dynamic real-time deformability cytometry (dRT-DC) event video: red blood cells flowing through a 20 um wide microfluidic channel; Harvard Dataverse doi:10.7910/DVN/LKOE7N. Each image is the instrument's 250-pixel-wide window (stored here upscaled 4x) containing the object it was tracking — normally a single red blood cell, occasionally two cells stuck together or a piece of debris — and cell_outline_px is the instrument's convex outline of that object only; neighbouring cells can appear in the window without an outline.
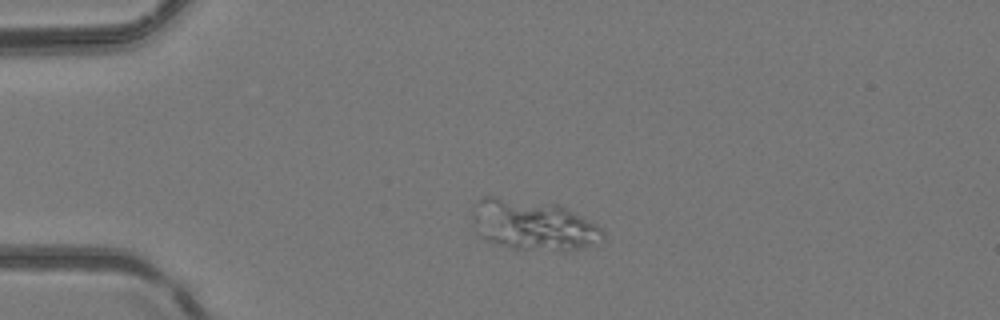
{"species": "common noctule bat (a hibernating species)", "species_latin": "Nyctalus noctula", "temperature_condition": "room temperature", "stored_images_in_passage": 43, "segment_of_instrument_passage": [1, 2], "camera_frame_rate_fps": 3000, "um_per_image_px": 0.085, "animal": {"sex": "female", "body_mass_g": 24.6, "forearm_length_mm": 56.2}, "frame": {"image": 1, "passage_image": 7, "time_ms": 2.0, "image_size_px": [1000, 320], "cell_outline_px": [[604, 240], [568, 252], [512, 248], [484, 240], [476, 232], [472, 224], [472, 204], [476, 200], [484, 196], [496, 196], [560, 204], [596, 224], [604, 232]], "centroid_in_image_um": [45.27, 19.11], "position_along_channel_um": 39.7, "area_um2": 39.13}}